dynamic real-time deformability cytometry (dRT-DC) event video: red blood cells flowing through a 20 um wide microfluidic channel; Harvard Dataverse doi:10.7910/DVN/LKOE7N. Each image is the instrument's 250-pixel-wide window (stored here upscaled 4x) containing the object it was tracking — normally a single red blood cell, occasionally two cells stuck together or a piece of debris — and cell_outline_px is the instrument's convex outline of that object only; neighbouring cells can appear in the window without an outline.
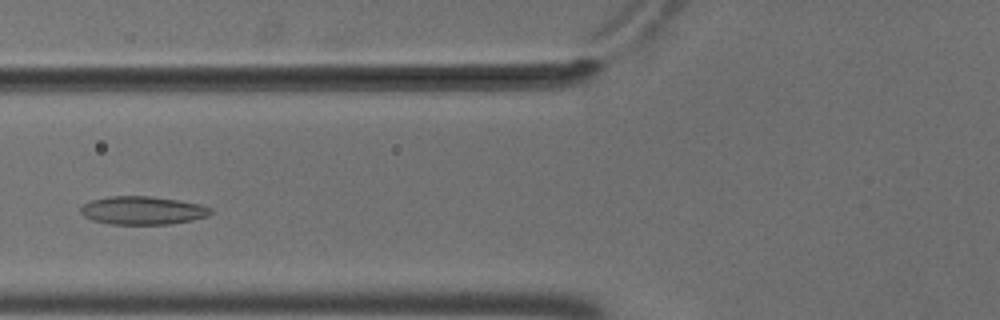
{"species": "common noctule bat (a hibernating species)", "species_latin": "Nyctalus noctula", "temperature_condition": "cold", "stored_images_in_passage": 7, "camera_frame_rate_fps": 3000, "um_per_image_px": 0.085, "animal": {"sex": "male", "body_mass_g": 18.8}, "frame": {"image": 1, "passage_image": 4, "time_ms": 1.0, "image_size_px": [1000, 320], "cell_outline_px": [[216, 212], [208, 216], [192, 220], [172, 224], [112, 224], [92, 220], [84, 216], [80, 212], [80, 208], [84, 204], [92, 200], [108, 196], [152, 196], [180, 200], [200, 204], [212, 208]], "centroid_in_image_um": [12.18, 17.88], "position_along_channel_um": 113.6, "area_um2": 21.62}}
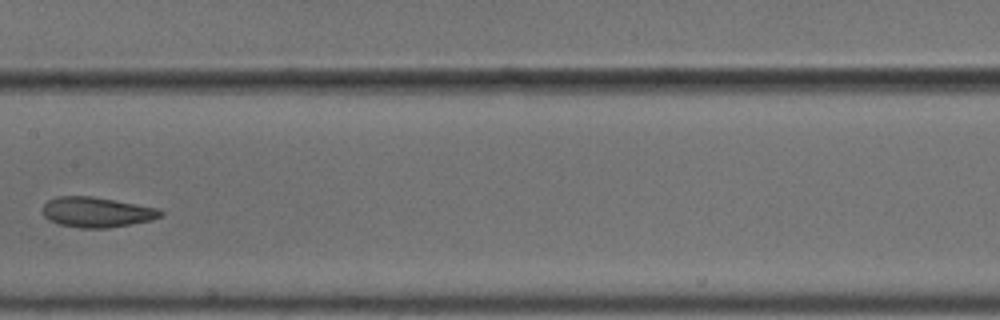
{"frame": {"image": 2, "passage_image": 6, "time_ms": 1.667, "image_size_px": [1000, 320], "cell_outline_px": [[164, 212], [160, 216], [152, 220], [132, 224], [108, 228], [80, 228], [60, 224], [48, 220], [44, 216], [40, 208], [48, 200], [56, 196], [92, 196], [160, 208]], "centroid_in_image_um": [8.2, 18.03], "position_along_channel_um": 199.2, "area_um2": 20.98}}
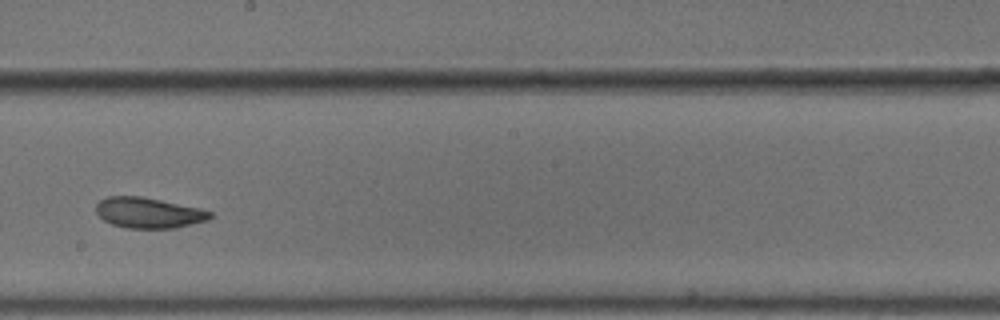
{"frame": {"image": 3, "passage_image": 7, "time_ms": 2.0, "image_size_px": [1000, 320], "cell_outline_px": [[212, 216], [208, 220], [176, 228], [128, 228], [112, 224], [104, 220], [96, 212], [96, 204], [100, 200], [108, 196], [140, 196], [200, 208], [212, 212]], "centroid_in_image_um": [12.63, 18.09], "position_along_channel_um": 235.6, "area_um2": 20.23}}